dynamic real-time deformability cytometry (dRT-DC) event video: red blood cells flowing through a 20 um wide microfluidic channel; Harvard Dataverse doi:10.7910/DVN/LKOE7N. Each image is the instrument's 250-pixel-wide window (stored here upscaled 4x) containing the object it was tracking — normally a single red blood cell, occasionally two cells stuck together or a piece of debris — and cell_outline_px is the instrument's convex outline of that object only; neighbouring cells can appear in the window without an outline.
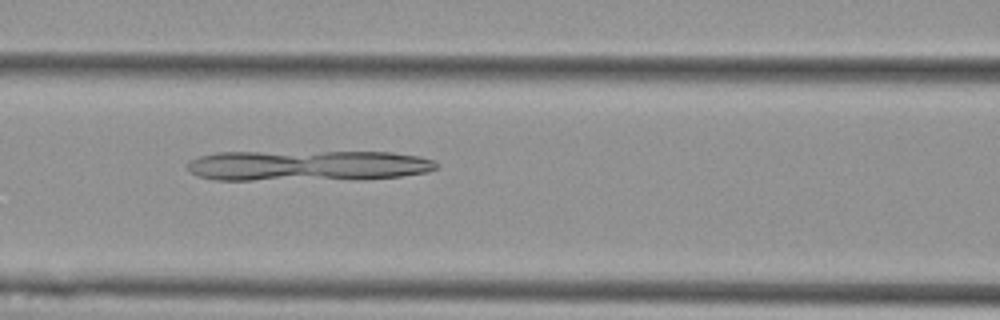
{"species": "Egyptian fruit bat (a non-hibernating species)", "species_latin": "Rousettus aegyptiacus", "temperature_condition": "cold", "stored_images_in_passage": 56, "camera_frame_rate_fps": 3000, "um_per_image_px": 0.085, "animal": {"sex": "female"}, "frame": {"image": 1, "passage_image": 24, "time_ms": 7.667, "image_size_px": [1000, 320], "cell_outline_px": [[436, 168], [428, 172], [400, 176], [364, 180], [216, 180], [196, 176], [188, 168], [188, 160], [200, 156], [216, 152], [392, 152], [420, 156], [432, 160], [436, 164]], "centroid_in_image_um": [26.15, 14.09], "position_along_channel_um": 140.4, "area_um2": 45.14}}
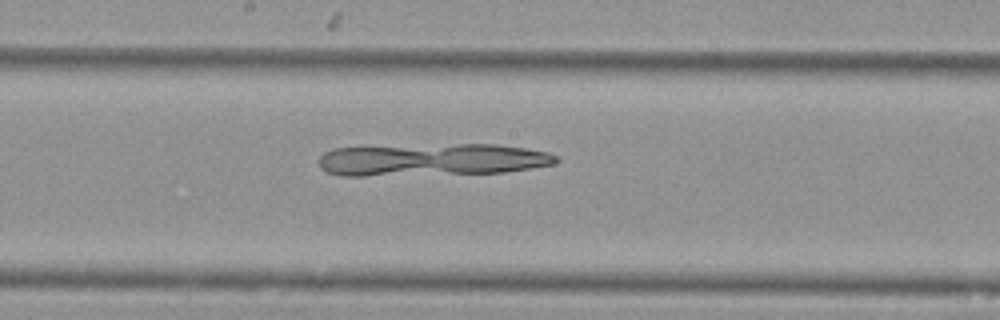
{"frame": {"image": 2, "passage_image": 30, "time_ms": 9.667, "image_size_px": [1000, 320], "cell_outline_px": [[560, 160], [556, 164], [504, 172], [364, 176], [340, 176], [328, 172], [320, 168], [316, 160], [324, 152], [332, 148], [456, 144], [496, 144], [528, 148], [548, 152], [556, 156]], "centroid_in_image_um": [36.7, 13.57], "position_along_channel_um": 211.5, "area_um2": 44.97}}
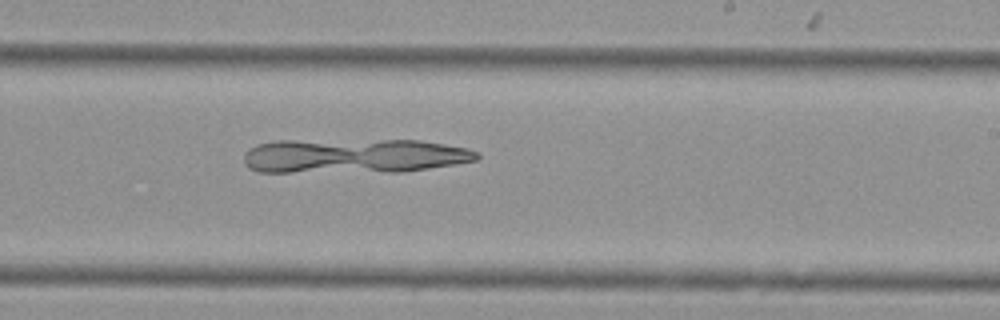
{"frame": {"image": 3, "passage_image": 34, "time_ms": 11.0, "image_size_px": [1000, 320], "cell_outline_px": [[480, 156], [476, 160], [456, 164], [400, 172], [260, 172], [248, 168], [244, 164], [244, 152], [248, 148], [256, 144], [276, 140], [420, 140], [468, 148], [476, 152]], "centroid_in_image_um": [30.03, 13.25], "position_along_channel_um": 259.0, "area_um2": 47.45}}